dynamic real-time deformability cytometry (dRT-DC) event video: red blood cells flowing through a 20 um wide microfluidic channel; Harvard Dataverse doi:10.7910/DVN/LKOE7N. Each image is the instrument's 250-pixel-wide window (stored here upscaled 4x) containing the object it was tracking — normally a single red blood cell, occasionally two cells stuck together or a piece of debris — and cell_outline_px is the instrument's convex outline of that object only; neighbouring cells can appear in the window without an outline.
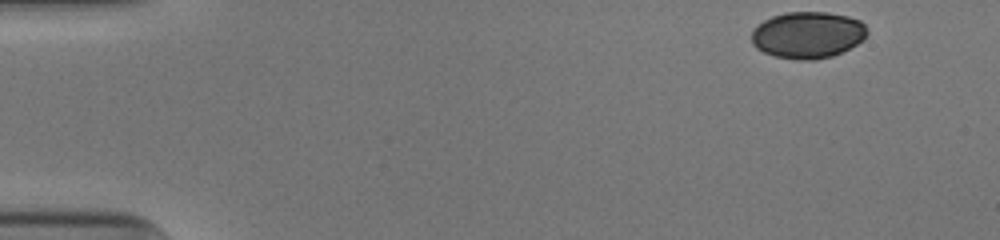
{"species": "human", "species_latin": "Homo sapiens", "temperature_condition": "cold", "stored_images_in_passage": 40, "camera_frame_rate_fps": 3000, "um_per_image_px": 0.085, "donor": {"sex": "male"}, "frame": {"image": 1, "passage_image": 1, "time_ms": 0.0, "image_size_px": [1000, 240], "cell_outline_px": [[868, 32], [856, 44], [832, 56], [816, 60], [796, 60], [776, 56], [764, 52], [756, 48], [752, 44], [752, 32], [764, 20], [772, 16], [788, 12], [828, 12], [848, 16], [860, 20], [868, 28]], "centroid_in_image_um": [68.66, 2.97], "position_along_channel_um": 16.3, "area_um2": 31.27}}
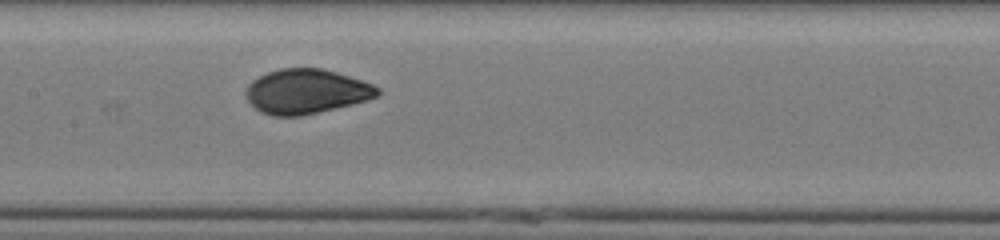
{"frame": {"image": 2, "passage_image": 23, "time_ms": 7.333, "image_size_px": [1000, 240], "cell_outline_px": [[380, 96], [368, 100], [352, 104], [300, 116], [272, 116], [260, 112], [248, 100], [244, 92], [248, 84], [252, 80], [268, 72], [280, 68], [320, 68], [336, 72], [372, 84], [380, 88]], "centroid_in_image_um": [26.03, 7.77], "position_along_channel_um": 181.4, "area_um2": 34.16}}
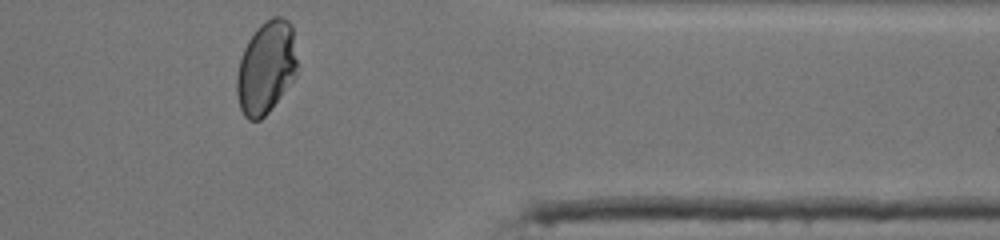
{"frame": {"image": 3, "passage_image": 40, "time_ms": 13.0, "image_size_px": [1000, 240], "cell_outline_px": [[296, 76], [268, 112], [260, 120], [248, 120], [244, 116], [240, 108], [236, 92], [236, 76], [240, 60], [244, 48], [248, 40], [256, 28], [264, 20], [272, 16], [284, 16], [292, 24], [296, 60]], "centroid_in_image_um": [22.61, 5.71], "position_along_channel_um": 388.8, "area_um2": 32.71}, "authors_computed_cell_mechanics": {"area_um2": 33.235, "velocity_mm_per_s": 3.9243, "shape_relaxation_time_tau1_ms": 4.0857, "shape_relaxation_time_tau2_ms": null, "deformation_change_tau1": 0.2135, "deformation_change_tau2": null}}